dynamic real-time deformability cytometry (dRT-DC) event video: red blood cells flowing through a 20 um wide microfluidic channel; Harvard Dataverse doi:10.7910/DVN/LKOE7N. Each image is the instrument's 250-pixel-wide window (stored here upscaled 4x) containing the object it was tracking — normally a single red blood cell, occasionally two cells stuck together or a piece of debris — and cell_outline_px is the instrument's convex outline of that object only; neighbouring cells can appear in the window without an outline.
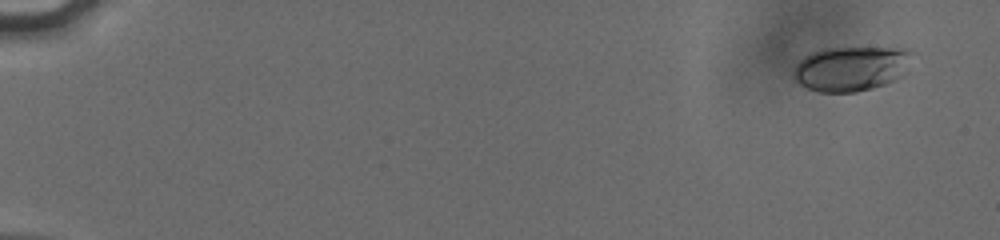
{"species": "human", "species_latin": "Homo sapiens", "temperature_condition": "cold", "stored_images_in_passage": 11, "camera_frame_rate_fps": 3000, "um_per_image_px": 0.085, "donor": {"sex": "male"}, "frame": {"image": 1, "passage_image": 1, "time_ms": 0.0, "image_size_px": [1000, 240], "cell_outline_px": [[916, 52], [908, 72], [904, 76], [896, 80], [872, 88], [856, 92], [820, 92], [808, 88], [800, 84], [792, 76], [792, 68], [804, 56], [812, 52], [824, 48], [912, 48]], "centroid_in_image_um": [72.43, 5.81], "position_along_channel_um": 12.6, "area_um2": 31.73}}